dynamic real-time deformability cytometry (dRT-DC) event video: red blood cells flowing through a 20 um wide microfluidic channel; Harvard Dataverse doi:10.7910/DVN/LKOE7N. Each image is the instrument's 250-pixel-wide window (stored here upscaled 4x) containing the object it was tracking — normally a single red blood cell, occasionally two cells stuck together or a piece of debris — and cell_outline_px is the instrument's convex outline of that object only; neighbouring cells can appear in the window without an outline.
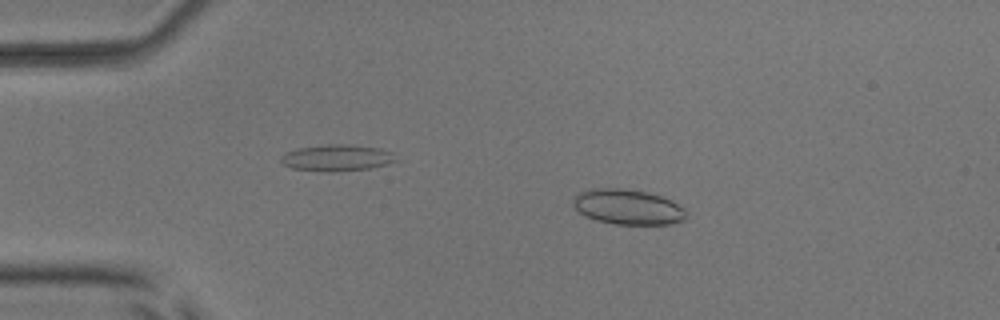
{"species": "common noctule bat (a hibernating species)", "species_latin": "Nyctalus noctula", "temperature_condition": "room temperature", "stored_images_in_passage": 52, "camera_frame_rate_fps": 3000, "um_per_image_px": 0.085, "animal": {"sex": "male", "body_mass_g": 17.9, "forearm_length_mm": 54.2}, "frame": {"image": 1, "passage_image": 10, "time_ms": 3.0, "image_size_px": [1000, 320], "cell_outline_px": [[684, 220], [672, 224], [616, 224], [596, 220], [580, 212], [572, 204], [572, 200], [580, 192], [600, 188], [620, 188], [648, 192], [660, 196], [684, 208]], "centroid_in_image_um": [53.35, 17.59], "position_along_channel_um": 31.6, "area_um2": 22.72}}
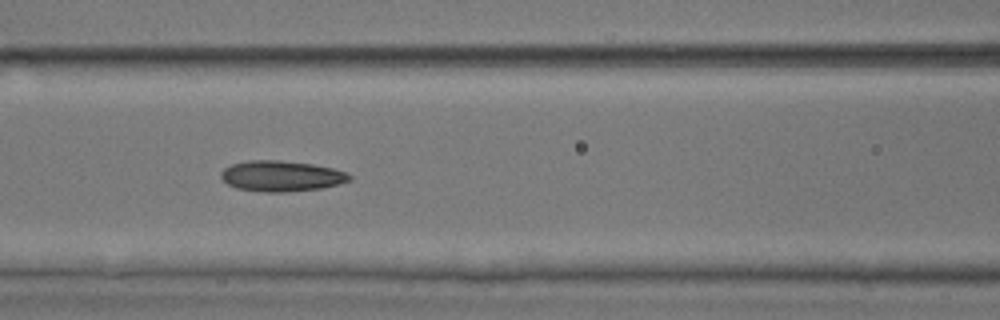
{"frame": {"image": 2, "passage_image": 23, "time_ms": 7.333, "image_size_px": [1000, 320], "cell_outline_px": [[352, 180], [320, 188], [284, 192], [264, 192], [236, 188], [228, 184], [220, 176], [220, 172], [224, 168], [232, 164], [248, 160], [280, 160], [312, 164], [332, 168], [348, 172], [352, 176]], "centroid_in_image_um": [23.91, 14.96], "position_along_channel_um": 142.7, "area_um2": 22.95}}
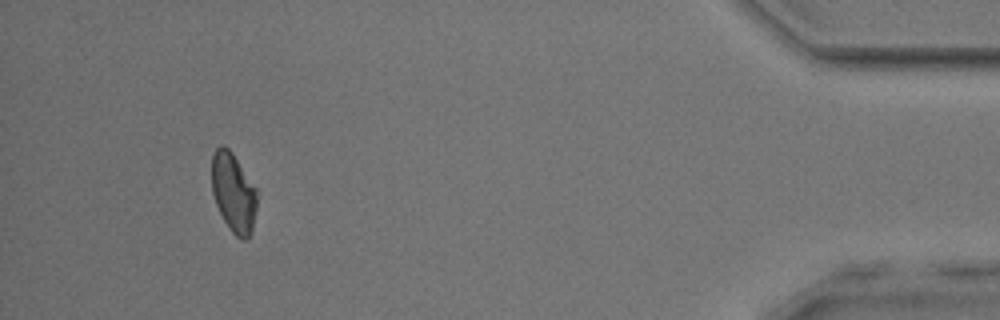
{"frame": {"image": 3, "passage_image": 49, "time_ms": 16.0, "image_size_px": [1000, 320], "cell_outline_px": [[256, 208], [252, 232], [244, 240], [240, 240], [232, 232], [224, 220], [216, 204], [212, 192], [212, 156], [216, 148], [220, 144], [224, 144], [232, 152], [256, 188]], "centroid_in_image_um": [19.84, 16.36], "position_along_channel_um": 415.4, "area_um2": 20.81}, "authors_computed_cell_mechanics": {"area_um2": 22.6576, "velocity_mm_per_s": 3.9005, "shape_relaxation_time_tau1_ms": null, "shape_relaxation_time_tau2_ms": 2.6769, "deformation_change_tau1": null, "deformation_change_tau2": 0.1153}}